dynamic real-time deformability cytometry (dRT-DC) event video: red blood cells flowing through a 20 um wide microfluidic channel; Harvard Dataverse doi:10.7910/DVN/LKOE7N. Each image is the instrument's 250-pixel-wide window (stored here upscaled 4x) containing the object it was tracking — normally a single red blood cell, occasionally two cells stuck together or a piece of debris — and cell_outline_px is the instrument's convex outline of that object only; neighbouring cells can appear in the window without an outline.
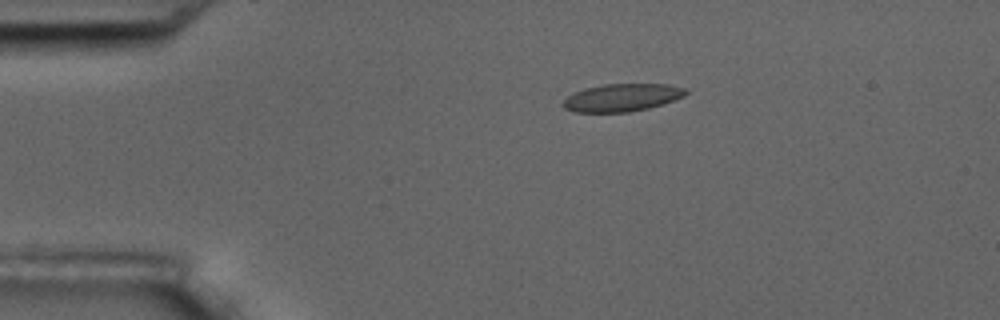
{"species": "common noctule bat (a hibernating species)", "species_latin": "Nyctalus noctula", "temperature_condition": "room temperature", "stored_images_in_passage": 8, "camera_frame_rate_fps": 3000, "um_per_image_px": 0.085, "animal": {"sex": "male", "body_mass_g": 17.5, "forearm_length_mm": 52.3}, "frame": {"image": 1, "passage_image": 1, "time_ms": 0.0, "image_size_px": [1000, 320], "cell_outline_px": [[688, 92], [684, 96], [648, 108], [628, 112], [576, 112], [564, 108], [560, 104], [568, 96], [584, 88], [604, 84], [668, 84], [684, 88]], "centroid_in_image_um": [52.83, 8.29], "position_along_channel_um": 32.2, "area_um2": 19.59}}